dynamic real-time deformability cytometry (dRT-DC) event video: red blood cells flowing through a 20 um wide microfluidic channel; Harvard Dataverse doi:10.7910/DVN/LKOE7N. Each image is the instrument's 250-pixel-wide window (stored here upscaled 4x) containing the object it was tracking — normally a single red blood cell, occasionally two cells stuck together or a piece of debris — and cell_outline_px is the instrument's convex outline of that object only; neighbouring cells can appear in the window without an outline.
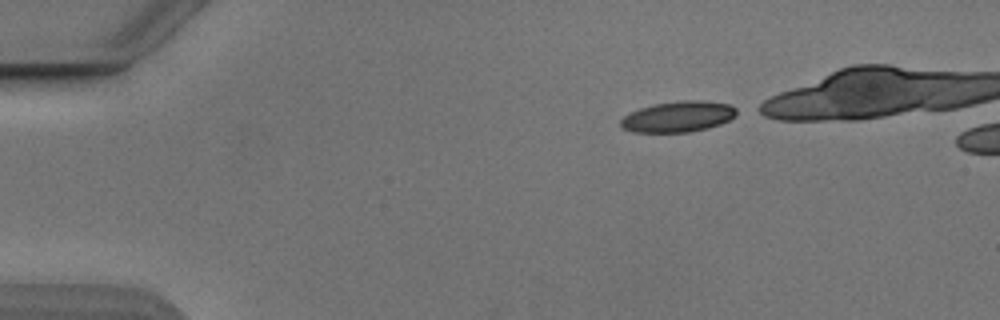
{"species": "Egyptian fruit bat (a non-hibernating species)", "species_latin": "Rousettus aegyptiacus", "temperature_condition": "cold", "stored_images_in_passage": 5, "camera_frame_rate_fps": 3000, "um_per_image_px": 0.085, "animal": {"sex": "male"}, "frame": {"image": 1, "passage_image": 1, "time_ms": 0.0, "image_size_px": [1000, 320], "cell_outline_px": [[736, 116], [720, 124], [708, 128], [688, 132], [632, 132], [620, 128], [620, 120], [624, 116], [640, 108], [652, 104], [680, 100], [704, 100], [732, 104], [736, 108]], "centroid_in_image_um": [57.64, 9.9], "position_along_channel_um": 27.4, "area_um2": 21.04}}